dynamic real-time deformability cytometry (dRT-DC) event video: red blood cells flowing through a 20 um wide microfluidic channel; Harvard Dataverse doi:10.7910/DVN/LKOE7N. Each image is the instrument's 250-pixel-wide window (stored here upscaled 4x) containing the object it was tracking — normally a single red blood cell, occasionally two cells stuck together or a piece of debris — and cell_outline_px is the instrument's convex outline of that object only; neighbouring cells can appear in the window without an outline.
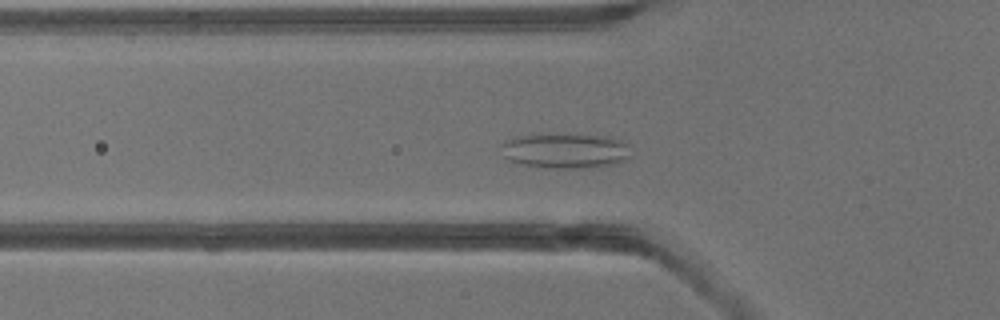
{"species": "common noctule bat (a hibernating species)", "species_latin": "Nyctalus noctula", "temperature_condition": "warm", "stored_images_in_passage": 31, "camera_frame_rate_fps": 3000, "um_per_image_px": 0.085, "animal": {"sex": "male", "body_mass_g": 13.3}, "frame": {"image": 1, "passage_image": 5, "time_ms": 1.333, "image_size_px": [1000, 320], "cell_outline_px": [[628, 160], [612, 164], [588, 168], [544, 168], [520, 164], [508, 160], [504, 156], [500, 144], [504, 140], [520, 136], [540, 132], [548, 132], [608, 136], [620, 140], [628, 144]], "centroid_in_image_um": [48.0, 12.78], "position_along_channel_um": 77.8, "area_um2": 27.34}}
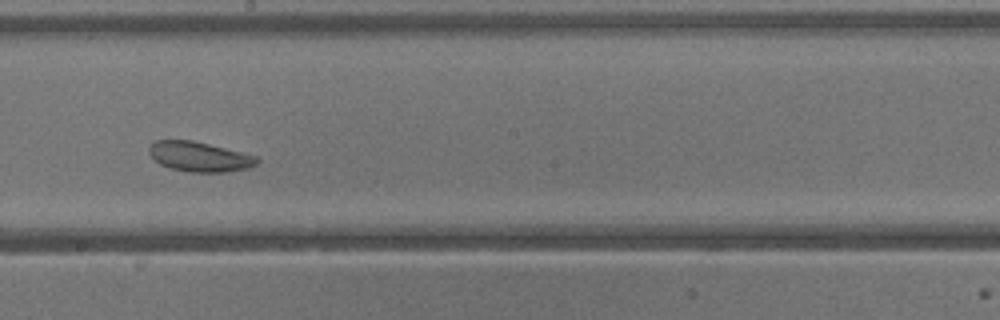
{"frame": {"image": 2, "passage_image": 14, "time_ms": 4.333, "image_size_px": [1000, 320], "cell_outline_px": [[260, 160], [256, 164], [248, 168], [224, 172], [192, 172], [172, 168], [160, 164], [148, 152], [148, 148], [156, 140], [192, 140], [256, 156]], "centroid_in_image_um": [16.95, 13.32], "position_along_channel_um": 231.3, "area_um2": 18.44}}
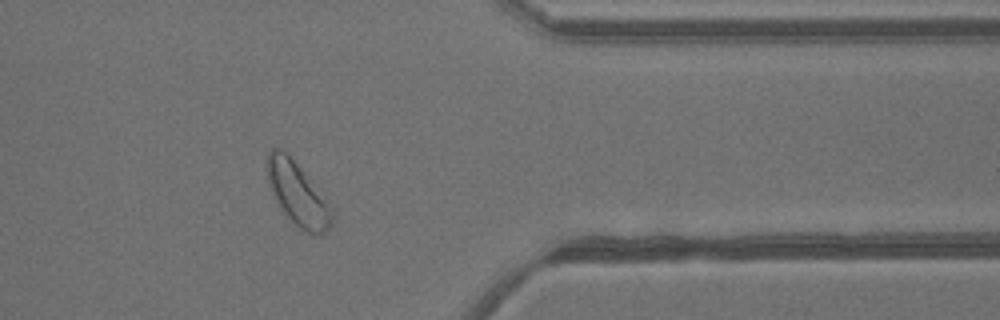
{"frame": {"image": 3, "passage_image": 24, "time_ms": 7.667, "image_size_px": [1000, 320], "cell_outline_px": [[336, 216], [332, 224], [320, 236], [296, 228], [280, 208], [272, 192], [268, 180], [268, 152], [272, 148], [280, 148], [288, 152], [308, 176], [336, 212]], "centroid_in_image_um": [25.35, 16.51], "position_along_channel_um": 386.1, "area_um2": 24.16}}